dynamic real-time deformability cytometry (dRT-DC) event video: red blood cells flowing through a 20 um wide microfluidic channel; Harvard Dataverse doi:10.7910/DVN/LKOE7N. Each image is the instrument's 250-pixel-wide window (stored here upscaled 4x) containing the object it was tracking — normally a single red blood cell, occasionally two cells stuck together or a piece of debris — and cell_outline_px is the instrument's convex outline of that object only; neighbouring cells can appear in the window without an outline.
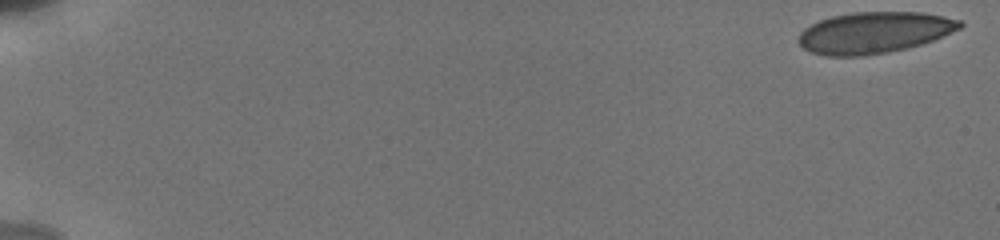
{"species": "human", "species_latin": "Homo sapiens", "temperature_condition": "cold", "stored_images_in_passage": 56, "camera_frame_rate_fps": 3000, "um_per_image_px": 0.085, "donor": {"sex": "male"}, "frame": {"image": 1, "passage_image": 1, "time_ms": 0.0, "image_size_px": [1000, 240], "cell_outline_px": [[964, 24], [960, 28], [932, 40], [920, 44], [888, 52], [860, 56], [828, 56], [812, 52], [804, 48], [796, 40], [800, 32], [804, 28], [820, 20], [832, 16], [852, 12], [920, 12], [944, 16], [960, 20]], "centroid_in_image_um": [74.27, 2.76], "position_along_channel_um": 10.7, "area_um2": 38.61}}
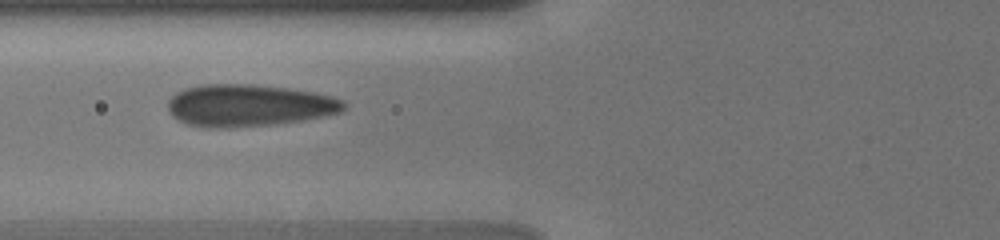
{"frame": {"image": 2, "passage_image": 30, "time_ms": 7.333, "image_size_px": [1000, 240], "cell_outline_px": [[348, 104], [340, 112], [324, 116], [304, 120], [276, 124], [228, 128], [204, 128], [188, 124], [172, 116], [168, 108], [168, 100], [176, 92], [184, 88], [204, 84], [252, 84], [288, 88], [316, 92], [332, 96], [344, 100]], "centroid_in_image_um": [21.16, 8.96], "position_along_channel_um": 104.6, "area_um2": 43.52}}
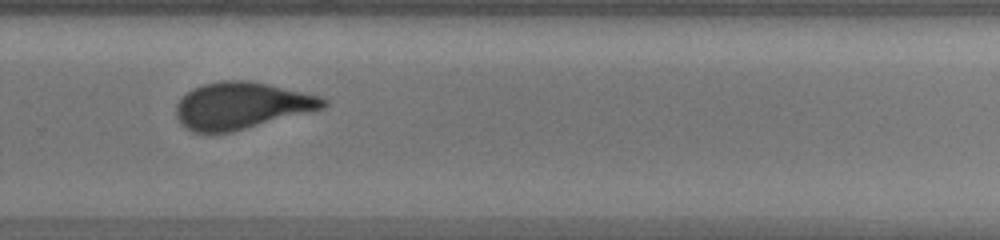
{"frame": {"image": 3, "passage_image": 52, "time_ms": 12.667, "image_size_px": [1000, 240], "cell_outline_px": [[328, 104], [324, 108], [232, 132], [192, 132], [184, 128], [180, 124], [176, 116], [176, 104], [192, 88], [204, 84], [220, 80], [248, 80], [268, 84], [320, 96], [328, 100]], "centroid_in_image_um": [20.51, 8.98], "position_along_channel_um": 309.3, "area_um2": 40.06}}